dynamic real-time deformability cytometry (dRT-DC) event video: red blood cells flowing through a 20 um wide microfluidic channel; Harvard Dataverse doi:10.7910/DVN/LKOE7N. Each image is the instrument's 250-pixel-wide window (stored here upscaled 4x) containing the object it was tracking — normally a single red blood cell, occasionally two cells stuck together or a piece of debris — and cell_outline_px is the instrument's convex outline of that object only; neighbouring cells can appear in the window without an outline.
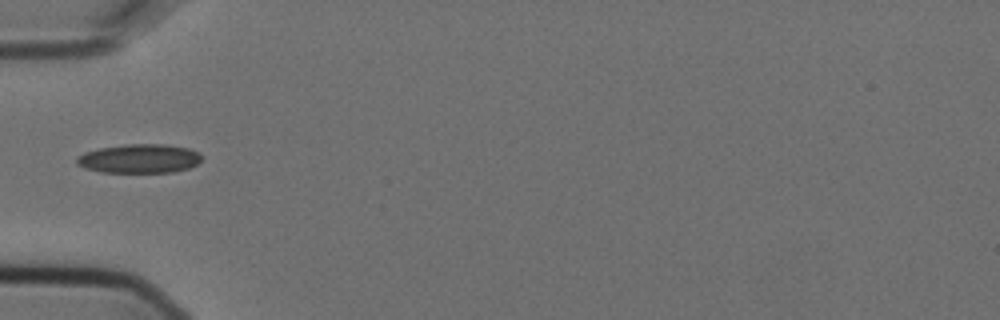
{"species": "Egyptian fruit bat (a non-hibernating species)", "species_latin": "Rousettus aegyptiacus", "temperature_condition": "cold", "stored_images_in_passage": 1, "camera_frame_rate_fps": 3000, "um_per_image_px": 0.085, "animal": {"sex": "female"}, "frame": {"image": 1, "passage_image": 1, "time_ms": 0.0, "image_size_px": [1000, 320], "cell_outline_px": [[200, 160], [196, 164], [188, 168], [172, 172], [100, 172], [84, 168], [76, 164], [76, 156], [84, 152], [100, 148], [124, 144], [164, 144], [188, 148], [200, 152]], "centroid_in_image_um": [11.8, 13.47], "position_along_channel_um": 73.2, "area_um2": 21.15}}